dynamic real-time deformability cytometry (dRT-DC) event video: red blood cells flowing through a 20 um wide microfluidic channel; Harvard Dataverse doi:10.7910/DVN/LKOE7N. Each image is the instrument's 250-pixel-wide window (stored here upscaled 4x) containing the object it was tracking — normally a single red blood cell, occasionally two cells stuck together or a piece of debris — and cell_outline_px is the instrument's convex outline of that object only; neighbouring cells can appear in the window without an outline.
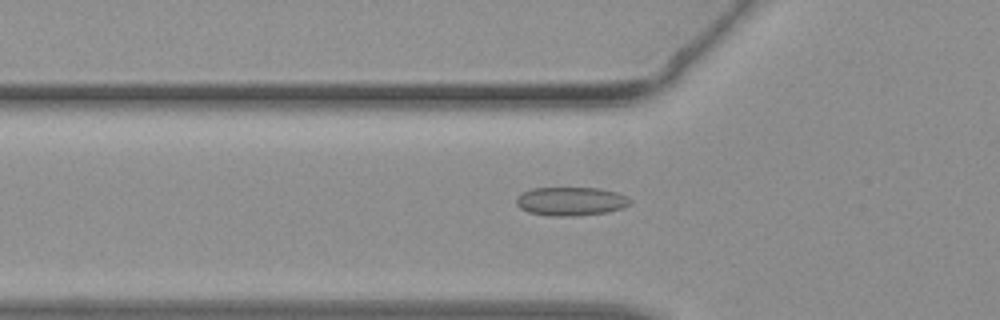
{"species": "common noctule bat (a hibernating species)", "species_latin": "Nyctalus noctula", "temperature_condition": "warm", "stored_images_in_passage": 45, "camera_frame_rate_fps": 3000, "um_per_image_px": 0.085, "animal": {"sex": "female", "body_mass_g": 19.3, "forearm_length_mm": 54.1}, "frame": {"image": 1, "passage_image": 15, "time_ms": 4.667, "image_size_px": [1000, 320], "cell_outline_px": [[632, 200], [624, 208], [608, 212], [572, 216], [548, 216], [528, 212], [520, 208], [516, 204], [516, 200], [524, 192], [532, 188], [600, 188], [616, 192]], "centroid_in_image_um": [48.52, 17.12], "position_along_channel_um": 77.3, "area_um2": 18.9}}
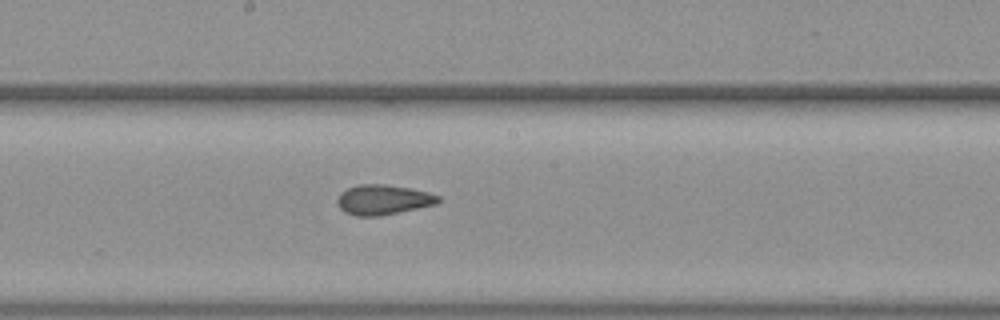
{"frame": {"image": 2, "passage_image": 24, "time_ms": 7.667, "image_size_px": [1000, 320], "cell_outline_px": [[440, 200], [436, 204], [380, 216], [356, 216], [344, 212], [340, 208], [336, 200], [340, 192], [348, 188], [360, 184], [384, 184], [412, 188], [428, 192], [440, 196]], "centroid_in_image_um": [32.55, 16.97], "position_along_channel_um": 215.6, "area_um2": 17.69}}
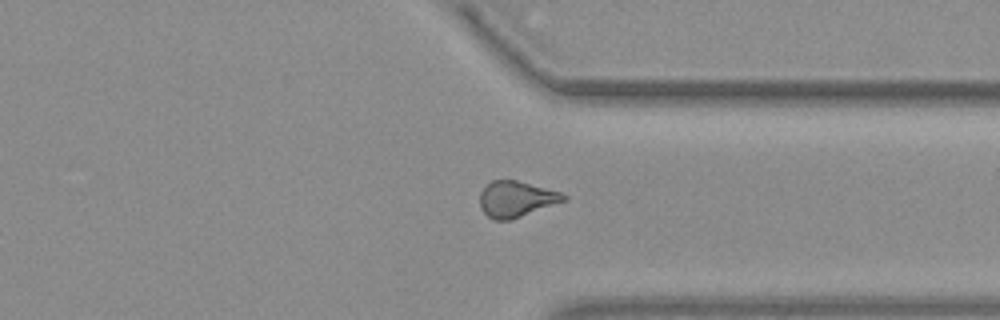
{"frame": {"image": 3, "passage_image": 34, "time_ms": 11.0, "image_size_px": [1000, 320], "cell_outline_px": [[568, 200], [508, 220], [492, 220], [480, 208], [480, 192], [492, 180], [516, 180], [560, 192], [568, 196]], "centroid_in_image_um": [43.88, 16.92], "position_along_channel_um": 367.5, "area_um2": 17.34}}